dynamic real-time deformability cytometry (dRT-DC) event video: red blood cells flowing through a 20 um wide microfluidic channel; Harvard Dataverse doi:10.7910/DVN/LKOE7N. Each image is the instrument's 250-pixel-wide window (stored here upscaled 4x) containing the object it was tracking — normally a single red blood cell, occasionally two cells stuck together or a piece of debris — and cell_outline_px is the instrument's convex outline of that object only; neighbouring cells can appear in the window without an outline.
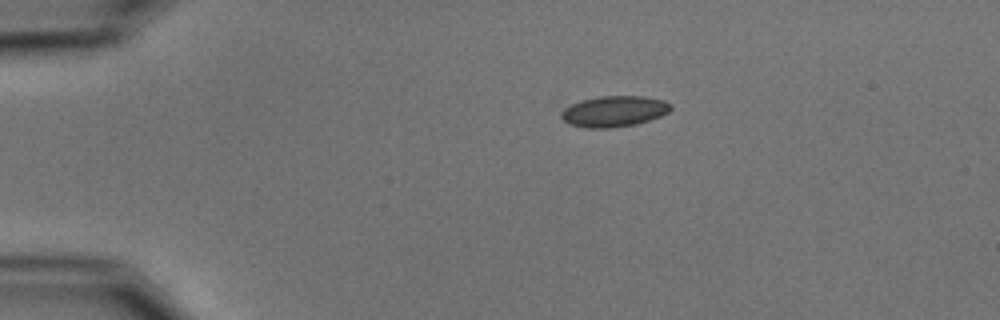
{"species": "common noctule bat (a hibernating species)", "species_latin": "Nyctalus noctula", "temperature_condition": "cold", "stored_images_in_passage": 41, "camera_frame_rate_fps": 3000, "um_per_image_px": 0.085, "animal": {"sex": "male", "body_mass_g": 15.6}, "frame": {"image": 1, "passage_image": 1, "time_ms": 0.0, "image_size_px": [1000, 320], "cell_outline_px": [[672, 108], [668, 112], [660, 116], [636, 124], [608, 128], [588, 128], [568, 124], [560, 116], [560, 104], [600, 96], [644, 96], [664, 100], [672, 104]], "centroid_in_image_um": [52.09, 9.44], "position_along_channel_um": 32.9, "area_um2": 20.23}}
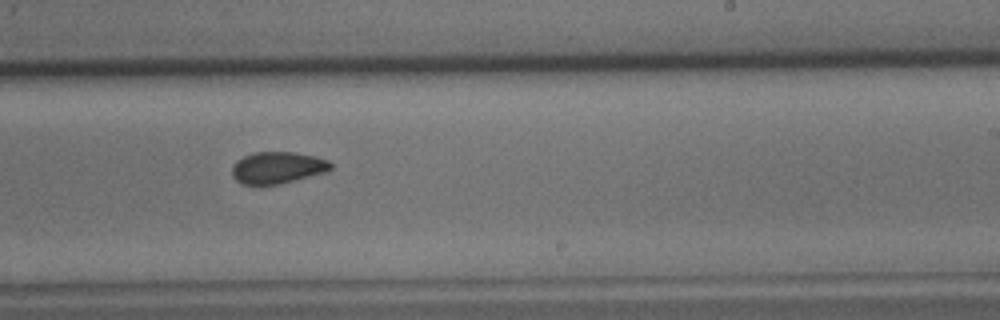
{"frame": {"image": 2, "passage_image": 24, "time_ms": 7.667, "image_size_px": [1000, 320], "cell_outline_px": [[332, 168], [324, 172], [280, 184], [240, 184], [232, 176], [232, 168], [236, 160], [252, 152], [292, 152], [316, 156], [328, 160], [332, 164]], "centroid_in_image_um": [23.56, 14.24], "position_along_channel_um": 265.4, "area_um2": 18.21}}
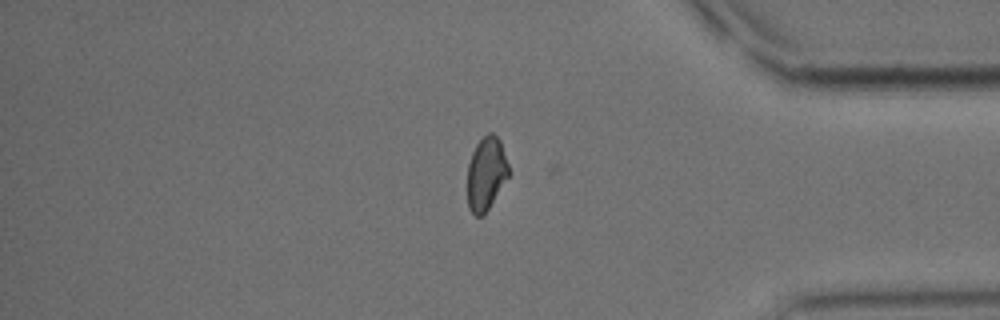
{"frame": {"image": 3, "passage_image": 36, "time_ms": 11.667, "image_size_px": [1000, 320], "cell_outline_px": [[512, 172], [488, 208], [480, 216], [476, 216], [468, 208], [468, 164], [472, 152], [476, 144], [488, 132], [492, 132], [500, 140]], "centroid_in_image_um": [41.35, 14.72], "position_along_channel_um": 393.8, "area_um2": 17.69}, "authors_computed_cell_mechanics": {"area_um2": 18.7272, "velocity_mm_per_s": 3.7101, "shape_relaxation_time_tau1_ms": 7.0615, "shape_relaxation_time_tau2_ms": 2.1399, "deformation_change_tau1": 0.1109, "deformation_change_tau2": 0.0585}}